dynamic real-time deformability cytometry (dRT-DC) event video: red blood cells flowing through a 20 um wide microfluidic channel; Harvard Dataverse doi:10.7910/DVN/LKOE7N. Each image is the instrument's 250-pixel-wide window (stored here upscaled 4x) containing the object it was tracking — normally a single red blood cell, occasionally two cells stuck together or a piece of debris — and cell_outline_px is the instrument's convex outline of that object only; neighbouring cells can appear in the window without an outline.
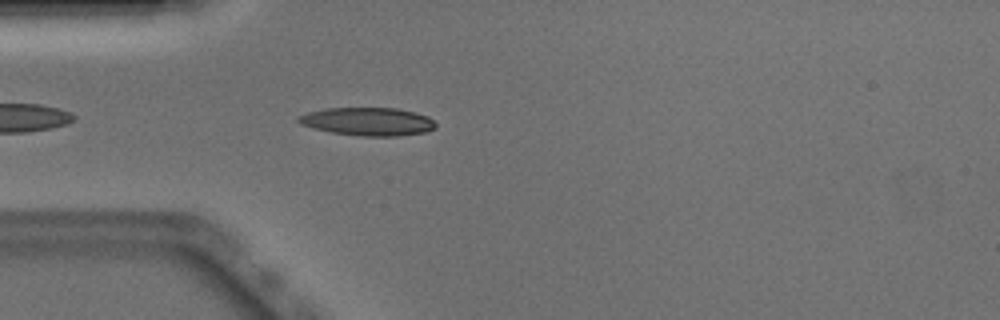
{"species": "Egyptian fruit bat (a non-hibernating species)", "species_latin": "Rousettus aegyptiacus", "temperature_condition": "warm", "stored_images_in_passage": 25, "camera_frame_rate_fps": 3000, "um_per_image_px": 0.085, "animal": {"sex": "male"}, "frame": {"image": 1, "passage_image": 4, "time_ms": 1.0, "image_size_px": [1000, 320], "cell_outline_px": [[436, 128], [424, 132], [400, 136], [360, 136], [332, 132], [312, 128], [300, 124], [296, 120], [296, 116], [308, 112], [324, 108], [396, 108], [428, 116], [436, 124]], "centroid_in_image_um": [31.22, 10.33], "position_along_channel_um": 53.8, "area_um2": 22.54}}